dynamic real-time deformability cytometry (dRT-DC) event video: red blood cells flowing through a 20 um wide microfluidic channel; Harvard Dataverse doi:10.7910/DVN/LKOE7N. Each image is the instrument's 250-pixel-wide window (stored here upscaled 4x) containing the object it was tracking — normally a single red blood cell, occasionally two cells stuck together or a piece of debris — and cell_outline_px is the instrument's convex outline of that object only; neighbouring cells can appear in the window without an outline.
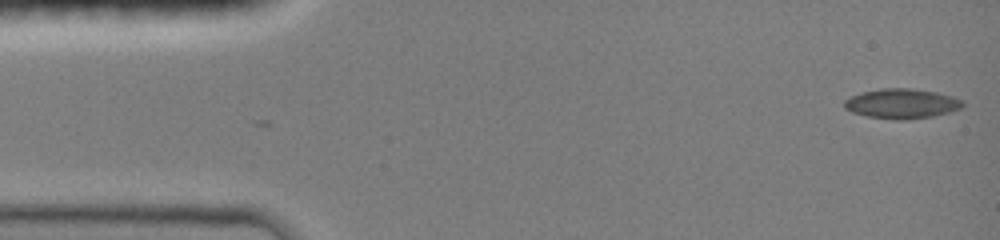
{"species": "common noctule bat (a hibernating species)", "species_latin": "Nyctalus noctula", "temperature_condition": "room temperature", "stored_images_in_passage": 47, "camera_frame_rate_fps": 3000, "um_per_image_px": 0.085, "animal": {"sex": "female", "body_mass_g": 19.0, "forearm_length_mm": 51.5}, "frame": {"image": 1, "passage_image": 1, "time_ms": 0.0, "image_size_px": [1000, 240], "cell_outline_px": [[964, 104], [960, 108], [948, 112], [932, 116], [908, 120], [896, 120], [868, 116], [852, 112], [844, 108], [844, 100], [860, 92], [880, 88], [912, 88], [936, 92], [952, 96], [964, 100]], "centroid_in_image_um": [76.64, 8.8], "position_along_channel_um": 8.4, "area_um2": 20.63}}
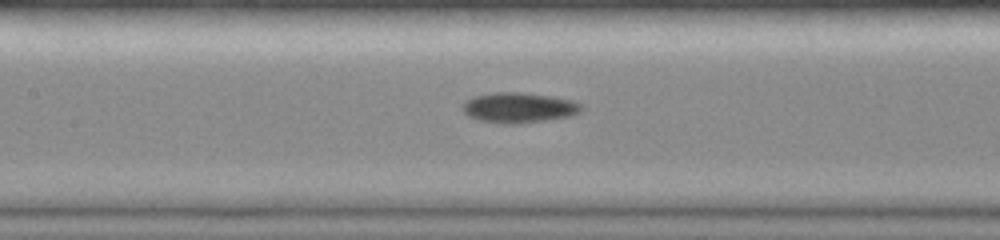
{"frame": {"image": 2, "passage_image": 21, "time_ms": 6.667, "image_size_px": [1000, 240], "cell_outline_px": [[584, 108], [580, 112], [572, 116], [520, 124], [504, 124], [480, 120], [468, 116], [460, 108], [460, 104], [464, 100], [472, 96], [492, 92], [524, 92], [552, 96], [572, 100], [580, 104]], "centroid_in_image_um": [44.06, 9.14], "position_along_channel_um": 163.3, "area_um2": 21.44}}
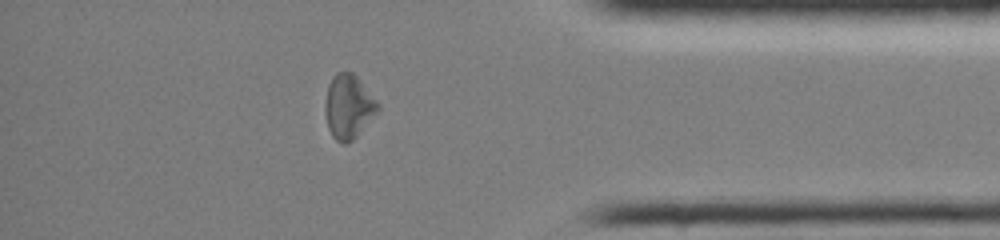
{"frame": {"image": 3, "passage_image": 40, "time_ms": 13.0, "image_size_px": [1000, 240], "cell_outline_px": [[380, 108], [356, 136], [352, 140], [344, 144], [340, 144], [332, 136], [328, 128], [324, 112], [324, 104], [328, 84], [332, 76], [336, 72], [352, 72], [360, 80], [380, 104]], "centroid_in_image_um": [29.59, 9.05], "position_along_channel_um": 405.6, "area_um2": 19.71}, "authors_computed_cell_mechanics": {"area_um2": 19.7098, "velocity_mm_per_s": 4.0382, "shape_relaxation_time_tau1_ms": 6.0764, "shape_relaxation_time_tau2_ms": 8.28, "deformation_change_tau1": 0.157, "deformation_change_tau2": 0.1905}}